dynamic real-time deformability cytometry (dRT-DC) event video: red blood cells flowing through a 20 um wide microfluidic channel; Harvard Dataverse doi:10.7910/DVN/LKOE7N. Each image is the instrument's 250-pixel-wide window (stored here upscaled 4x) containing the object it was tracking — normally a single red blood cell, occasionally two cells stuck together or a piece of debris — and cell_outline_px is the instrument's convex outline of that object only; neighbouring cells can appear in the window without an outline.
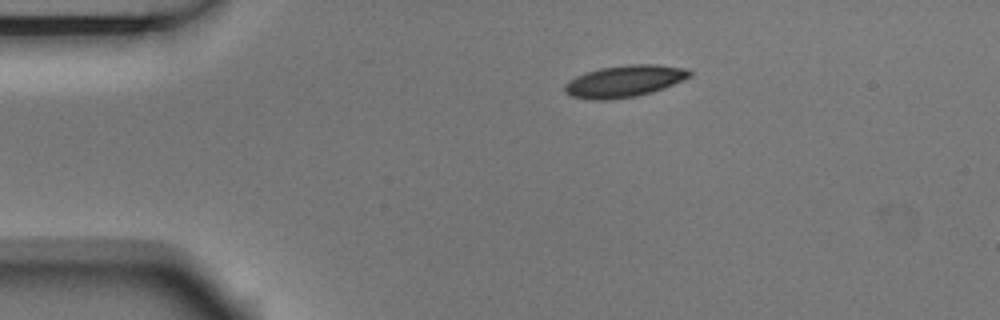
{"species": "Egyptian fruit bat (a non-hibernating species)", "species_latin": "Rousettus aegyptiacus", "temperature_condition": "room temperature", "stored_images_in_passage": 3, "camera_frame_rate_fps": 3000, "um_per_image_px": 0.085, "animal": {"sex": "male"}, "frame": {"image": 1, "passage_image": 1, "time_ms": 0.0, "image_size_px": [1000, 320], "cell_outline_px": [[692, 76], [664, 88], [652, 92], [636, 96], [604, 100], [592, 100], [572, 96], [564, 92], [564, 84], [568, 80], [576, 76], [600, 68], [628, 64], [656, 64], [684, 68], [692, 72]], "centroid_in_image_um": [53.07, 6.9], "position_along_channel_um": 31.9, "area_um2": 23.12}}
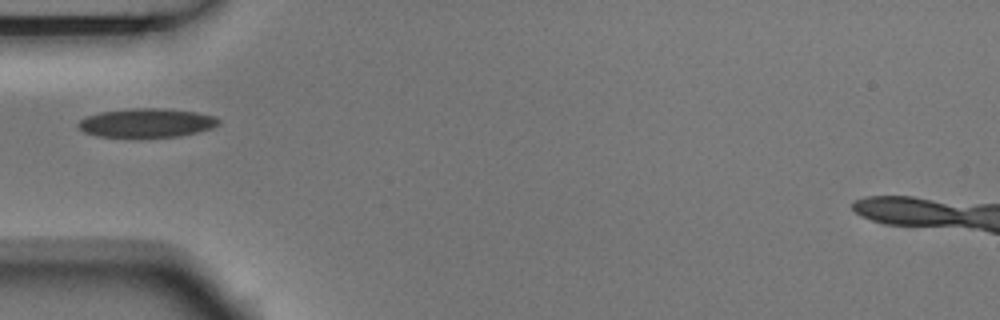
{"frame": {"image": 2, "passage_image": 3, "time_ms": 0.667, "image_size_px": [1000, 320], "cell_outline_px": [[220, 124], [212, 128], [180, 136], [136, 140], [96, 136], [84, 132], [76, 124], [80, 120], [88, 116], [100, 112], [132, 108], [160, 108], [196, 112], [216, 116], [220, 120]], "centroid_in_image_um": [12.45, 10.49], "position_along_channel_um": 72.6, "area_um2": 24.57}}